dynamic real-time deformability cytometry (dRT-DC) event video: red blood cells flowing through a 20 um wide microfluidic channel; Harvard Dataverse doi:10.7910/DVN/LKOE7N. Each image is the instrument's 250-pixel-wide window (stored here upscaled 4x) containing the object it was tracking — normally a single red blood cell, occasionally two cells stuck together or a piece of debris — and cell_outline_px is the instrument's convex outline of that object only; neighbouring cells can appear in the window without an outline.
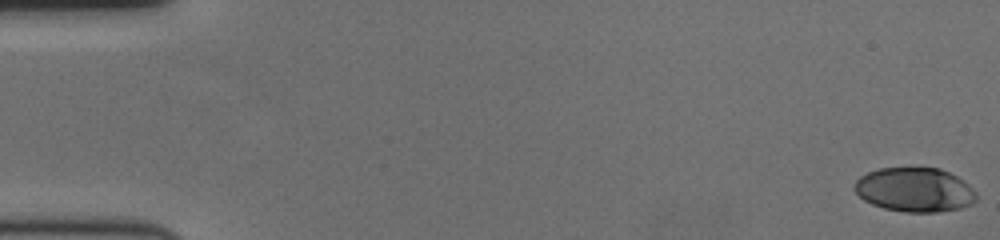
{"species": "human", "species_latin": "Homo sapiens", "temperature_condition": "cold", "stored_images_in_passage": 60, "camera_frame_rate_fps": 3000, "um_per_image_px": 0.085, "donor": {"sex": "female"}, "frame": {"image": 1, "passage_image": 1, "time_ms": 0.0, "image_size_px": [1000, 240], "cell_outline_px": [[976, 200], [972, 204], [960, 208], [936, 212], [904, 212], [884, 208], [872, 204], [864, 200], [852, 188], [856, 180], [860, 176], [868, 172], [880, 168], [908, 164], [940, 168], [956, 176], [968, 184], [976, 192]], "centroid_in_image_um": [77.72, 16.08], "position_along_channel_um": 7.3, "area_um2": 32.25}}
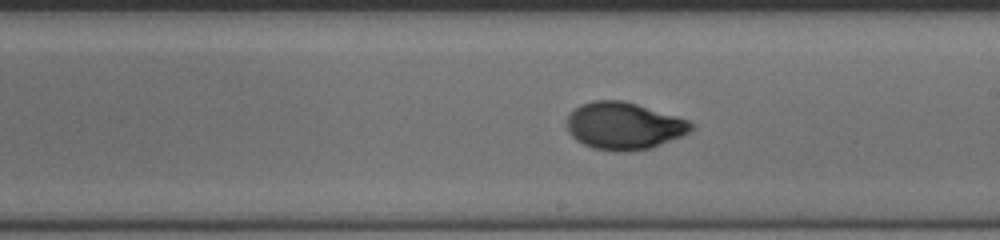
{"frame": {"image": 2, "passage_image": 35, "time_ms": 11.333, "image_size_px": [1000, 240], "cell_outline_px": [[696, 128], [680, 136], [652, 148], [628, 152], [616, 152], [592, 148], [576, 140], [568, 132], [568, 116], [580, 104], [592, 100], [624, 100], [676, 116], [688, 120], [696, 124]], "centroid_in_image_um": [53.05, 10.71], "position_along_channel_um": 236.0, "area_um2": 34.33}}
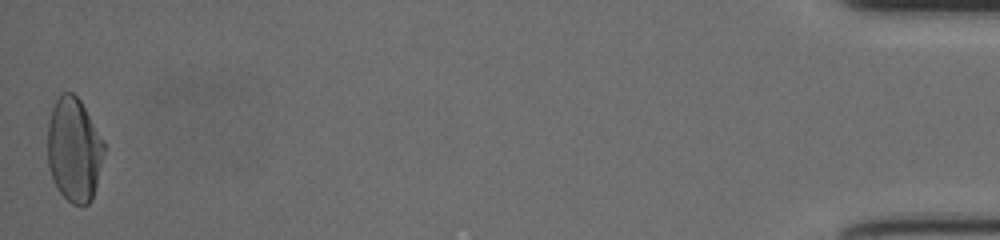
{"frame": {"image": 3, "passage_image": 60, "time_ms": 19.667, "image_size_px": [1000, 240], "cell_outline_px": [[104, 152], [92, 200], [88, 204], [80, 208], [72, 204], [60, 192], [52, 180], [48, 168], [48, 124], [52, 108], [60, 92], [72, 92], [80, 100], [104, 140]], "centroid_in_image_um": [6.28, 12.74], "position_along_channel_um": 428.9, "area_um2": 34.39}, "authors_computed_cell_mechanics": {"area_um2": 33.1772, "velocity_mm_per_s": 3.4688, "shape_relaxation_time_tau1_ms": 4.7534, "shape_relaxation_time_tau2_ms": 1.1677, "deformation_change_tau1": 0.1926, "deformation_change_tau2": 0.0385}}